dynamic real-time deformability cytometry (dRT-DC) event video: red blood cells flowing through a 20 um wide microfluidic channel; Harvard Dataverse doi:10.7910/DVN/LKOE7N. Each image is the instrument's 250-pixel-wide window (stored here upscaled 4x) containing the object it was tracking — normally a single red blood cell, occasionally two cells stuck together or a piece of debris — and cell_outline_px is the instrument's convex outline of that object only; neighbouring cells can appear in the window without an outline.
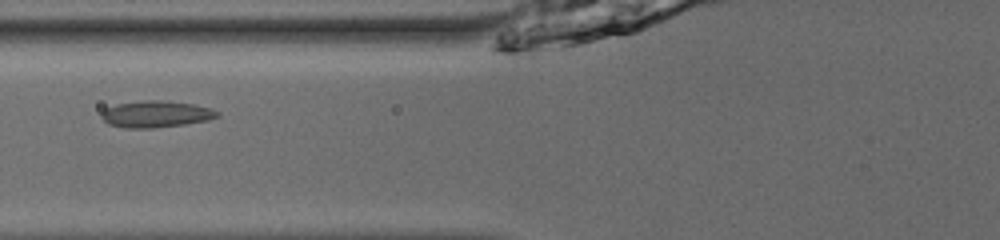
{"species": "common noctule bat (a hibernating species)", "species_latin": "Nyctalus noctula", "temperature_condition": "room temperature", "stored_images_in_passage": 43, "camera_frame_rate_fps": 3000, "um_per_image_px": 0.085, "animal": {"sex": "male", "body_mass_g": 13.0, "forearm_length_mm": 53.1}, "frame": {"image": 1, "passage_image": 13, "time_ms": 4.0, "image_size_px": [1000, 240], "cell_outline_px": [[220, 116], [208, 120], [184, 124], [152, 128], [124, 128], [108, 124], [100, 116], [100, 112], [116, 104], [144, 100], [160, 100], [192, 104], [212, 108], [220, 112]], "centroid_in_image_um": [13.26, 9.7], "position_along_channel_um": 112.5, "area_um2": 17.98}}
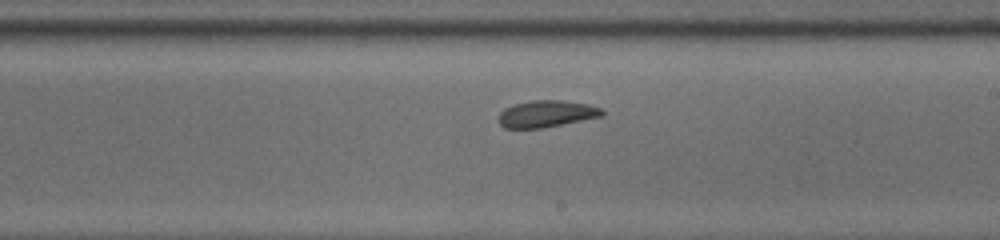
{"frame": {"image": 2, "passage_image": 23, "time_ms": 7.333, "image_size_px": [1000, 240], "cell_outline_px": [[604, 116], [540, 128], [504, 128], [500, 124], [500, 112], [504, 108], [516, 104], [532, 100], [560, 100], [588, 104], [600, 108], [604, 112]], "centroid_in_image_um": [46.46, 9.67], "position_along_channel_um": 242.5, "area_um2": 15.95}}
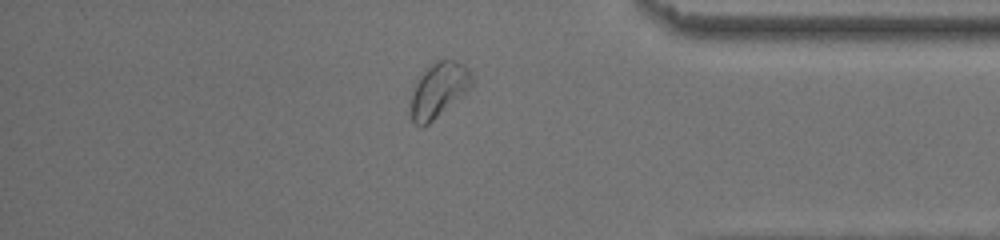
{"frame": {"image": 3, "passage_image": 36, "time_ms": 11.667, "image_size_px": [1000, 240], "cell_outline_px": [[472, 88], [428, 124], [420, 128], [412, 120], [412, 88], [416, 80], [436, 60], [456, 60], [464, 64], [468, 68], [472, 76]], "centroid_in_image_um": [37.31, 7.63], "position_along_channel_um": 397.9, "area_um2": 19.36}, "authors_computed_cell_mechanics": {"area_um2": 17.2244, "velocity_mm_per_s": 3.9111, "shape_relaxation_time_tau1_ms": 2.6778, "shape_relaxation_time_tau2_ms": 1.6964, "deformation_change_tau1": 0.0754, "deformation_change_tau2": 0.0488}}